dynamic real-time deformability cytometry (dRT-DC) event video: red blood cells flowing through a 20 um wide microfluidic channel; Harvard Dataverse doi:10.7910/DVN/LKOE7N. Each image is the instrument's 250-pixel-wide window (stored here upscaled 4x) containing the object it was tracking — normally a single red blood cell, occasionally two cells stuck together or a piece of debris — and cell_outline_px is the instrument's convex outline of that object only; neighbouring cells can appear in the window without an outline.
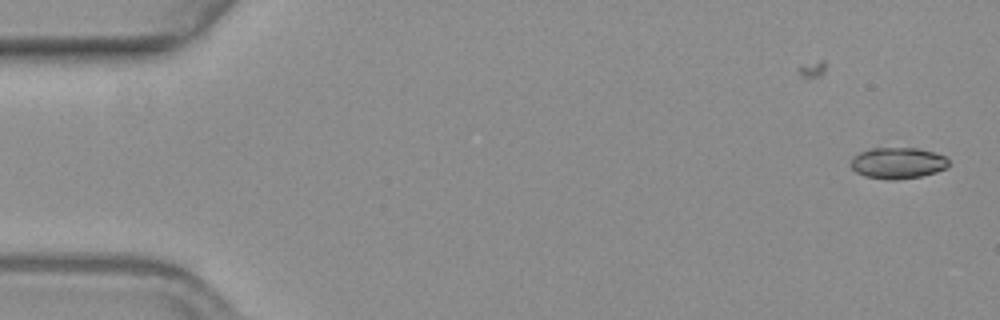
{"species": "common noctule bat (a hibernating species)", "species_latin": "Nyctalus noctula", "temperature_condition": "warm", "stored_images_in_passage": 55, "camera_frame_rate_fps": 3000, "um_per_image_px": 0.085, "animal": {"sex": "female", "body_mass_g": 19.3, "forearm_length_mm": 54.1}, "frame": {"image": 1, "passage_image": 1, "time_ms": 0.0, "image_size_px": [1000, 320], "cell_outline_px": [[948, 164], [944, 168], [936, 172], [920, 176], [896, 180], [888, 180], [864, 176], [856, 172], [852, 168], [852, 156], [860, 152], [872, 148], [920, 148], [944, 156], [948, 160]], "centroid_in_image_um": [76.28, 13.86], "position_along_channel_um": 8.7, "area_um2": 17.69}}
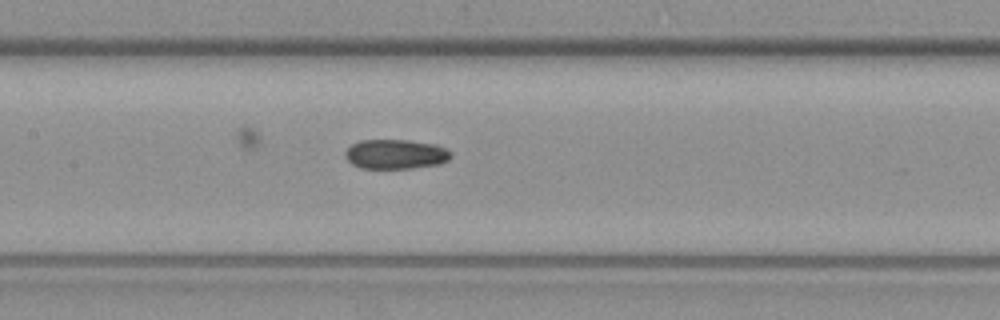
{"frame": {"image": 2, "passage_image": 26, "time_ms": 8.333, "image_size_px": [1000, 320], "cell_outline_px": [[452, 156], [448, 160], [440, 164], [408, 168], [360, 168], [352, 164], [344, 156], [344, 152], [352, 144], [360, 140], [408, 140], [436, 144], [448, 148], [452, 152]], "centroid_in_image_um": [33.65, 13.1], "position_along_channel_um": 173.7, "area_um2": 18.38}}
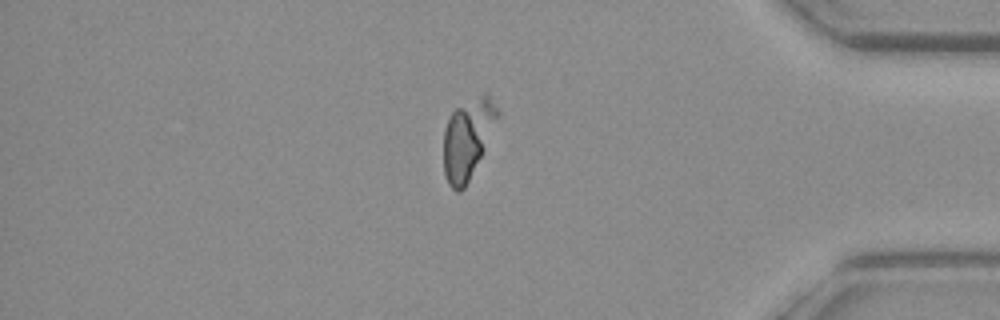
{"frame": {"image": 3, "passage_image": 47, "time_ms": 15.333, "image_size_px": [1000, 320], "cell_outline_px": [[500, 116], [464, 188], [460, 192], [456, 192], [448, 184], [444, 172], [444, 128], [452, 112], [456, 108], [484, 92], [488, 92], [500, 112]], "centroid_in_image_um": [39.76, 11.73], "position_along_channel_um": 395.4, "area_um2": 24.74}}